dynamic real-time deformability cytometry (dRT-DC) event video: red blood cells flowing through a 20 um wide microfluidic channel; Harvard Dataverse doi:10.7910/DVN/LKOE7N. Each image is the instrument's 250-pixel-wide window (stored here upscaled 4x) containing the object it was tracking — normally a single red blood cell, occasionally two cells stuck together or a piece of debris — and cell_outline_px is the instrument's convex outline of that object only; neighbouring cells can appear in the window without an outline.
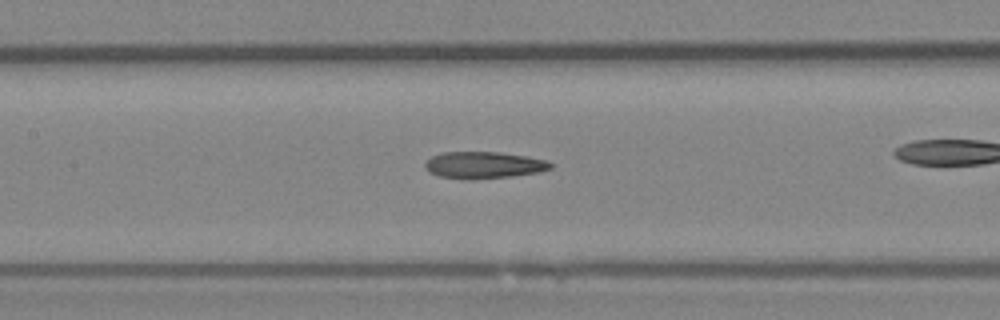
{"species": "Egyptian fruit bat (a non-hibernating species)", "species_latin": "Rousettus aegyptiacus", "temperature_condition": "room temperature", "stored_images_in_passage": 38, "camera_frame_rate_fps": 3000, "um_per_image_px": 0.085, "animal": {"sex": "female"}, "frame": {"image": 1, "passage_image": 22, "time_ms": 7.0, "image_size_px": [1000, 320], "cell_outline_px": [[552, 168], [540, 172], [512, 176], [472, 180], [468, 180], [440, 176], [428, 172], [424, 168], [424, 164], [432, 156], [444, 152], [500, 152], [548, 160], [552, 164]], "centroid_in_image_um": [41.11, 14.04], "position_along_channel_um": 166.3, "area_um2": 19.71}}
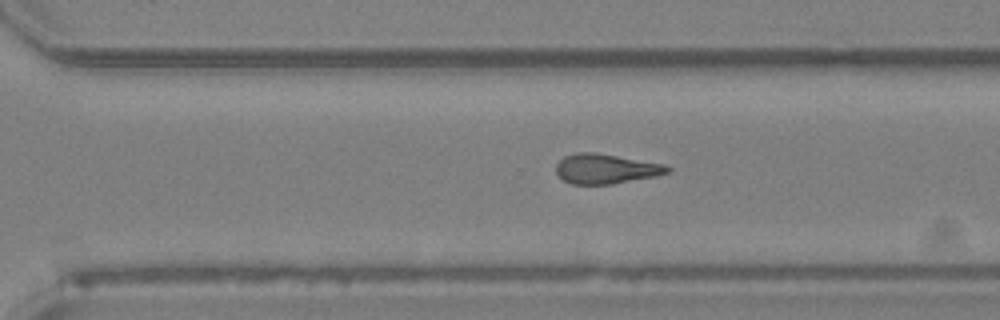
{"frame": {"image": 2, "passage_image": 33, "time_ms": 10.667, "image_size_px": [1000, 320], "cell_outline_px": [[672, 168], [668, 172], [656, 176], [612, 184], [572, 184], [564, 180], [556, 172], [556, 164], [564, 156], [576, 152], [592, 152], [664, 164]], "centroid_in_image_um": [51.48, 14.35], "position_along_channel_um": 319.1, "area_um2": 19.13}}